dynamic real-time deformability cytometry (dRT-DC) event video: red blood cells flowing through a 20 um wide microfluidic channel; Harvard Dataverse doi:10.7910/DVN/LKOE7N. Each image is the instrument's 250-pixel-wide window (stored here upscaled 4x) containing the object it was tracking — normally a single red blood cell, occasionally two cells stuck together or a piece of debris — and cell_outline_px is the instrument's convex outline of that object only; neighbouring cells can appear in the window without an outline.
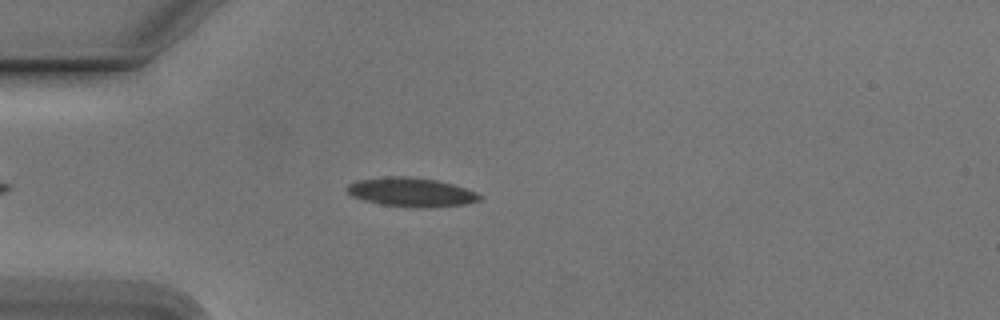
{"species": "Egyptian fruit bat (a non-hibernating species)", "species_latin": "Rousettus aegyptiacus", "temperature_condition": "cold", "stored_images_in_passage": 42, "camera_frame_rate_fps": 3000, "um_per_image_px": 0.085, "animal": {"sex": "male"}, "frame": {"image": 1, "passage_image": 6, "time_ms": 1.667, "image_size_px": [1000, 320], "cell_outline_px": [[484, 196], [480, 200], [464, 204], [432, 208], [412, 208], [380, 204], [364, 200], [352, 196], [344, 188], [348, 184], [356, 180], [384, 176], [412, 176], [436, 180], [452, 184], [476, 192]], "centroid_in_image_um": [34.93, 16.33], "position_along_channel_um": 50.1, "area_um2": 22.77}}
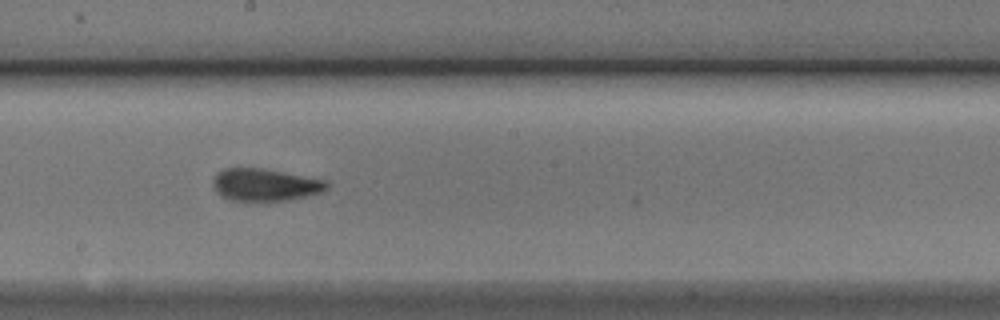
{"frame": {"image": 2, "passage_image": 21, "time_ms": 6.667, "image_size_px": [1000, 320], "cell_outline_px": [[328, 188], [320, 192], [308, 196], [288, 200], [232, 200], [220, 196], [216, 192], [212, 184], [212, 180], [216, 172], [224, 168], [260, 168], [328, 180]], "centroid_in_image_um": [22.5, 15.7], "position_along_channel_um": 225.7, "area_um2": 21.44}}
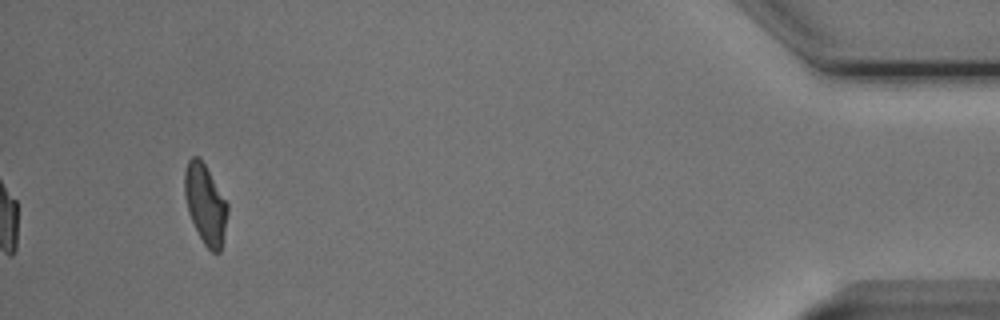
{"frame": {"image": 3, "passage_image": 42, "time_ms": 13.667, "image_size_px": [1000, 320], "cell_outline_px": [[228, 212], [220, 252], [212, 252], [204, 244], [188, 212], [184, 196], [184, 172], [188, 160], [192, 156], [200, 156], [228, 204]], "centroid_in_image_um": [17.44, 17.3], "position_along_channel_um": 417.8, "area_um2": 19.77}, "authors_computed_cell_mechanics": {"area_um2": 20.9814, "velocity_mm_per_s": 3.7716, "shape_relaxation_time_tau1_ms": 6.0528, "shape_relaxation_time_tau2_ms": 1.4316, "deformation_change_tau1": 0.1578, "deformation_change_tau2": 0.0565}}